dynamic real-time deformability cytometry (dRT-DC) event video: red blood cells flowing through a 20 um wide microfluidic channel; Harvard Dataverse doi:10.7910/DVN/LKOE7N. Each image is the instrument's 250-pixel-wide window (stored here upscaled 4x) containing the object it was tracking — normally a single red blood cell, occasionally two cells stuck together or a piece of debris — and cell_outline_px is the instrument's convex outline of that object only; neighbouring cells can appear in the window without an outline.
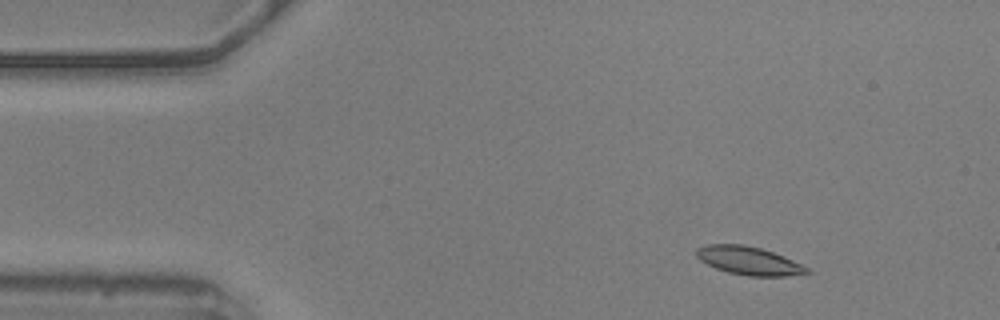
{"species": "common noctule bat (a hibernating species)", "species_latin": "Nyctalus noctula", "temperature_condition": "warm", "stored_images_in_passage": 53, "segment_of_instrument_passage": [1, 2], "camera_frame_rate_fps": 3000, "um_per_image_px": 0.085, "animal": {"sex": "male", "body_mass_g": 20.5, "forearm_length_mm": 52.5}, "frame": {"image": 1, "passage_image": 3, "time_ms": 0.667, "image_size_px": [1000, 320], "cell_outline_px": [[812, 272], [788, 276], [748, 276], [728, 272], [716, 268], [700, 260], [696, 256], [696, 248], [708, 244], [744, 244], [760, 248], [784, 256], [808, 268]], "centroid_in_image_um": [63.64, 22.16], "position_along_channel_um": 21.4, "area_um2": 18.09}}
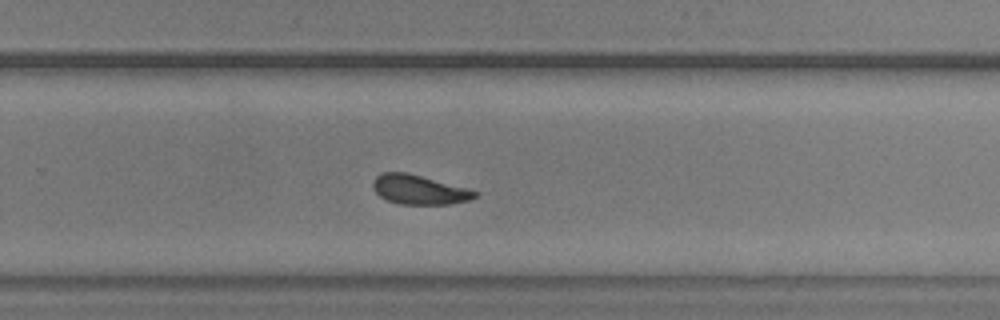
{"frame": {"image": 2, "passage_image": 32, "time_ms": 10.333, "image_size_px": [1000, 320], "cell_outline_px": [[476, 196], [468, 200], [448, 204], [400, 204], [384, 200], [372, 188], [372, 180], [376, 176], [384, 172], [408, 172], [464, 188], [476, 192]], "centroid_in_image_um": [35.52, 16.12], "position_along_channel_um": 294.3, "area_um2": 17.22}}
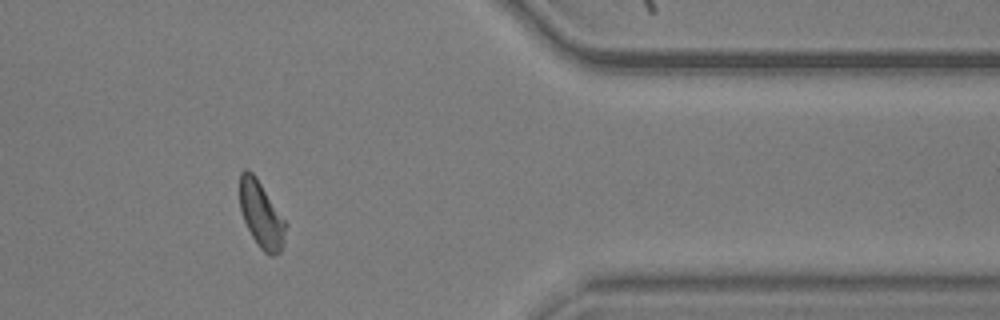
{"frame": {"image": 3, "passage_image": 42, "time_ms": 13.667, "image_size_px": [1000, 320], "cell_outline_px": [[288, 224], [284, 240], [280, 252], [272, 256], [268, 256], [260, 248], [252, 236], [244, 220], [240, 208], [240, 172], [244, 168], [248, 168], [256, 176]], "centroid_in_image_um": [22.22, 18.23], "position_along_channel_um": 389.2, "area_um2": 17.86}}